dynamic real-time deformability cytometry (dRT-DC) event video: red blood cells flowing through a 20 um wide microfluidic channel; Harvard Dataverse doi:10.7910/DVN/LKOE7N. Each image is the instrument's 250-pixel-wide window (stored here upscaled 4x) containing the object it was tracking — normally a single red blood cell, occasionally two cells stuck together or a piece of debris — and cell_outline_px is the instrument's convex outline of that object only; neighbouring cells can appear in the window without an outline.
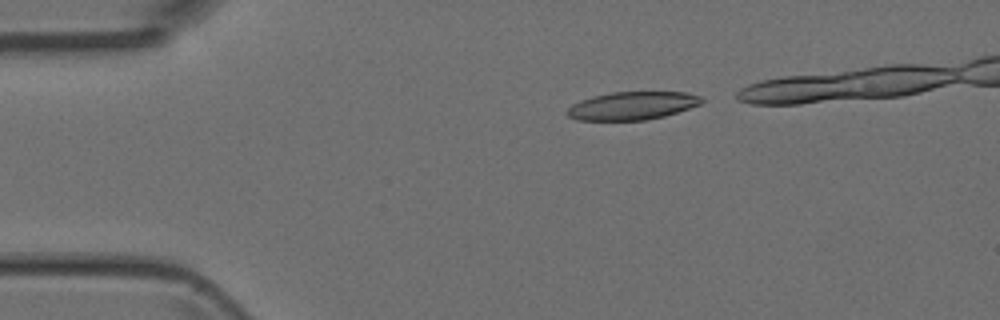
{"species": "Egyptian fruit bat (a non-hibernating species)", "species_latin": "Rousettus aegyptiacus", "temperature_condition": "room temperature", "stored_images_in_passage": 6, "camera_frame_rate_fps": 3000, "um_per_image_px": 0.085, "animal": {"sex": "female"}, "frame": {"image": 1, "passage_image": 1, "time_ms": 0.0, "image_size_px": [1000, 320], "cell_outline_px": [[704, 100], [700, 104], [664, 116], [644, 120], [576, 120], [568, 116], [564, 112], [572, 104], [580, 100], [592, 96], [612, 92], [688, 92], [700, 96]], "centroid_in_image_um": [53.7, 8.98], "position_along_channel_um": 31.3, "area_um2": 21.96}}
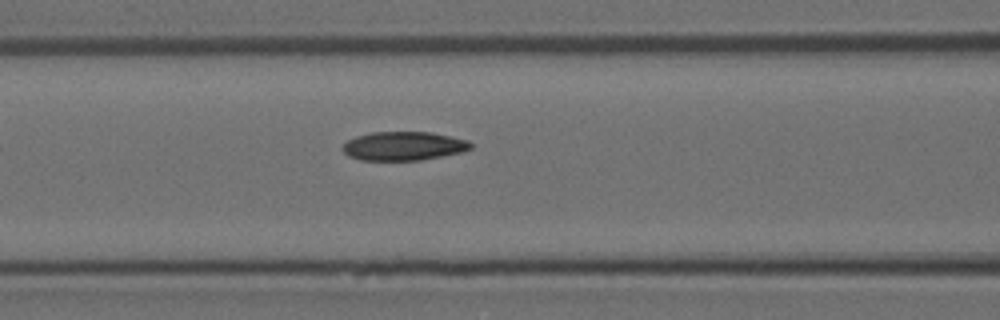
{"frame": {"image": 2, "passage_image": 6, "time_ms": 6.333, "image_size_px": [1000, 320], "cell_outline_px": [[472, 148], [464, 152], [420, 160], [360, 160], [348, 156], [340, 148], [348, 140], [356, 136], [372, 132], [432, 132], [468, 140], [472, 144]], "centroid_in_image_um": [34.31, 12.41], "position_along_channel_um": 132.3, "area_um2": 21.62}}